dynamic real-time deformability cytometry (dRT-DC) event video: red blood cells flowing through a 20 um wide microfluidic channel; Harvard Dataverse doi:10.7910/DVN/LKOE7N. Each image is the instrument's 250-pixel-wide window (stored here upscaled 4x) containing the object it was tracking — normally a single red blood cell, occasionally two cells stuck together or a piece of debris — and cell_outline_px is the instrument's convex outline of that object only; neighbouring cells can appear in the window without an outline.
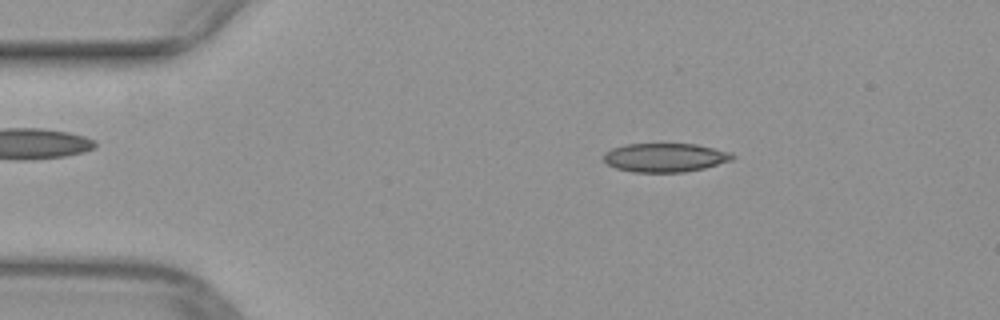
{"species": "common noctule bat (a hibernating species)", "species_latin": "Nyctalus noctula", "temperature_condition": "warm", "stored_images_in_passage": 49, "camera_frame_rate_fps": 3000, "um_per_image_px": 0.085, "animal": {"sex": "female", "body_mass_g": 29.2, "forearm_length_mm": 56.3}, "frame": {"image": 1, "passage_image": 8, "time_ms": 2.333, "image_size_px": [1000, 320], "cell_outline_px": [[736, 156], [732, 160], [704, 168], [684, 172], [632, 172], [616, 168], [608, 164], [604, 160], [604, 152], [612, 148], [628, 144], [696, 144], [728, 152]], "centroid_in_image_um": [56.51, 13.39], "position_along_channel_um": 28.5, "area_um2": 21.44}}
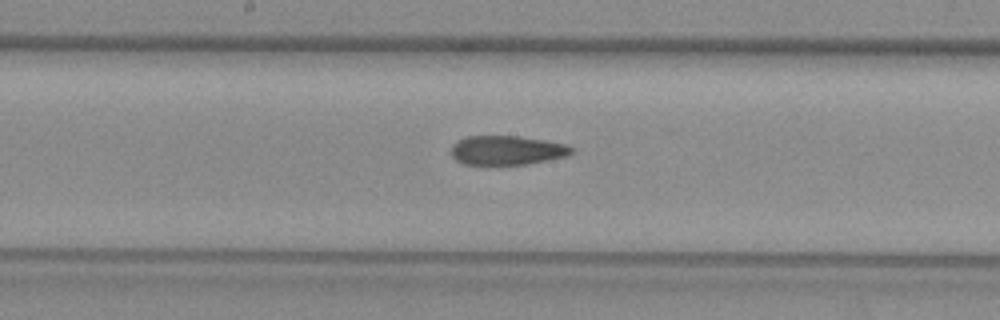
{"frame": {"image": 2, "passage_image": 25, "time_ms": 8.0, "image_size_px": [1000, 320], "cell_outline_px": [[576, 148], [572, 152], [564, 156], [528, 164], [464, 164], [456, 160], [452, 156], [452, 144], [456, 140], [464, 136], [516, 136], [544, 140], [568, 144]], "centroid_in_image_um": [43.07, 12.76], "position_along_channel_um": 205.1, "area_um2": 20.46}}
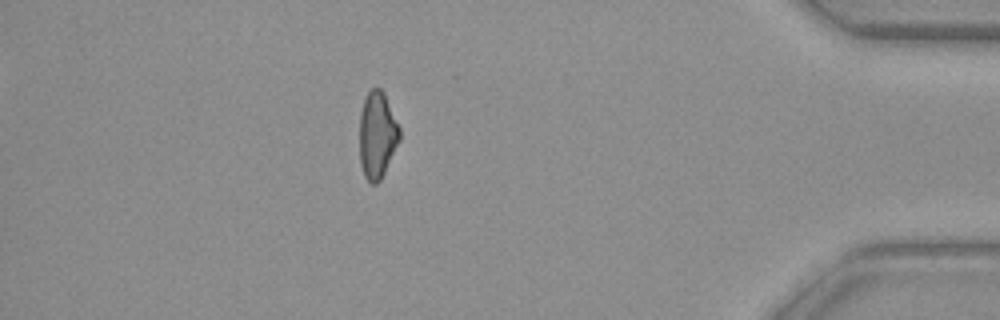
{"frame": {"image": 3, "passage_image": 43, "time_ms": 14.0, "image_size_px": [1000, 320], "cell_outline_px": [[400, 140], [380, 180], [376, 184], [372, 184], [364, 176], [360, 164], [360, 112], [364, 100], [368, 92], [372, 88], [380, 88], [384, 92], [400, 128]], "centroid_in_image_um": [32.06, 11.47], "position_along_channel_um": 403.1, "area_um2": 20.17}}